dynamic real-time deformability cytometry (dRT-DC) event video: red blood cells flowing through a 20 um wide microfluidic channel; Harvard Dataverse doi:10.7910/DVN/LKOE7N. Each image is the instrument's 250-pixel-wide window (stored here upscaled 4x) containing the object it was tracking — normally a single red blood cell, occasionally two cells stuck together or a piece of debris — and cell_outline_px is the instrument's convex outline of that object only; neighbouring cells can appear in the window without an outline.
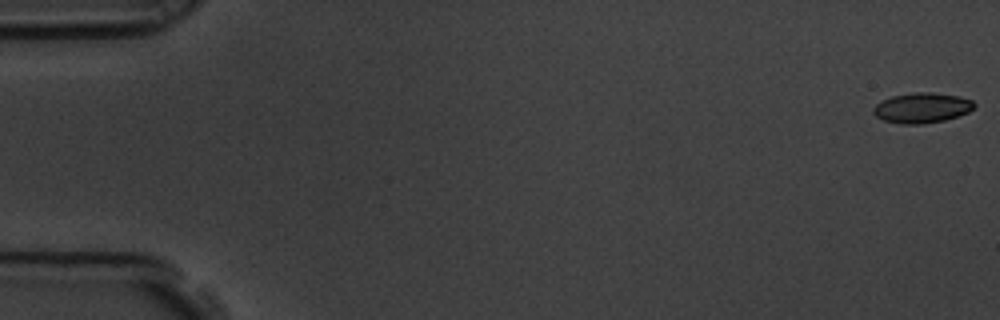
{"species": "common noctule bat (a hibernating species)", "species_latin": "Nyctalus noctula", "temperature_condition": "room temperature", "stored_images_in_passage": 6, "camera_frame_rate_fps": 3000, "um_per_image_px": 0.085, "animal": {"sex": "male", "body_mass_g": 19.5, "forearm_length_mm": 54.6}, "frame": {"image": 1, "passage_image": 1, "time_ms": 0.0, "image_size_px": [1000, 320], "cell_outline_px": [[976, 104], [968, 112], [944, 120], [924, 124], [900, 124], [884, 120], [876, 116], [872, 112], [872, 108], [880, 100], [892, 96], [916, 92], [932, 92], [960, 96], [972, 100]], "centroid_in_image_um": [78.33, 9.16], "position_along_channel_um": 6.7, "area_um2": 17.8}}